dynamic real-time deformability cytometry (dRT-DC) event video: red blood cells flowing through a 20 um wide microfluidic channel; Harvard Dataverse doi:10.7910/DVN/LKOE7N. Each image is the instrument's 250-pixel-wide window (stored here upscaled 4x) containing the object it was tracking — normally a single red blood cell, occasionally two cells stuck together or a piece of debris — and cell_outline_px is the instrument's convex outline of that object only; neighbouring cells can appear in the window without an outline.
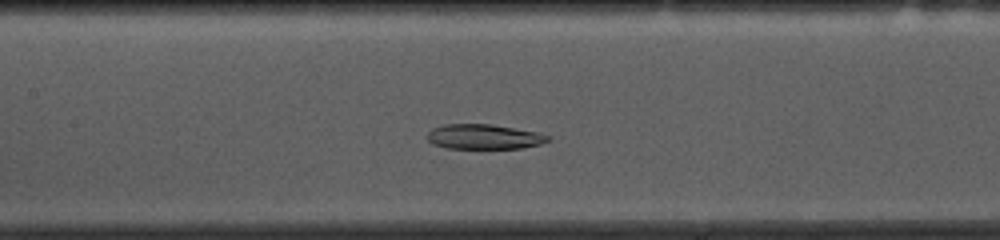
{"species": "common noctule bat (a hibernating species)", "species_latin": "Nyctalus noctula", "temperature_condition": "cold", "stored_images_in_passage": 43, "camera_frame_rate_fps": 3000, "um_per_image_px": 0.085, "animal": {"sex": "female", "body_mass_g": 10.0, "forearm_length_mm": 53.1}, "frame": {"image": 1, "passage_image": 20, "time_ms": 6.333, "image_size_px": [1000, 240], "cell_outline_px": [[552, 140], [540, 144], [520, 148], [448, 148], [432, 144], [424, 136], [432, 128], [444, 124], [492, 124], [536, 132], [552, 136]], "centroid_in_image_um": [41.12, 11.62], "position_along_channel_um": 166.3, "area_um2": 17.63}}
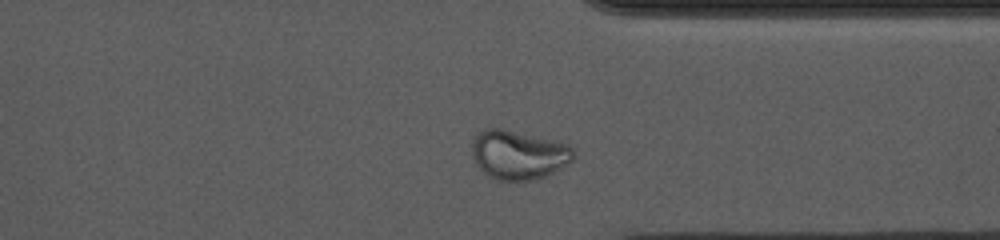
{"frame": {"image": 2, "passage_image": 37, "time_ms": 12.0, "image_size_px": [1000, 240], "cell_outline_px": [[576, 156], [572, 160], [560, 168], [544, 176], [532, 180], [496, 180], [488, 176], [472, 160], [472, 136], [476, 132], [484, 128], [500, 128], [556, 140], [568, 144], [572, 148]], "centroid_in_image_um": [44.03, 13.13], "position_along_channel_um": 367.4, "area_um2": 29.3}}
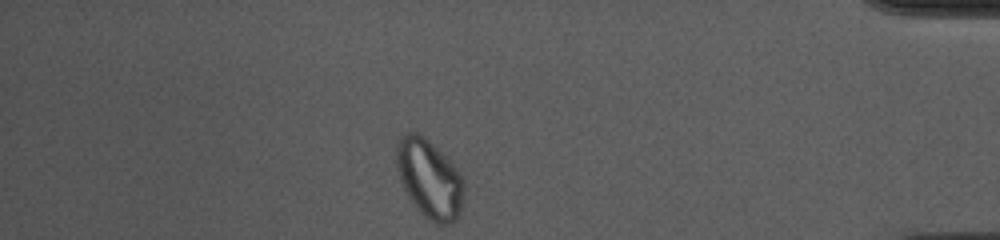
{"frame": {"image": 3, "passage_image": 43, "time_ms": 14.0, "image_size_px": [1000, 240], "cell_outline_px": [[464, 192], [460, 212], [456, 220], [452, 224], [436, 224], [428, 220], [424, 216], [408, 196], [400, 184], [396, 168], [396, 140], [404, 132], [416, 132], [424, 136], [448, 156], [460, 172], [464, 180]], "centroid_in_image_um": [36.49, 15.16], "position_along_channel_um": 398.7, "area_um2": 31.73}, "authors_computed_cell_mechanics": {"area_um2": 21.964, "velocity_mm_per_s": 3.593, "shape_relaxation_time_tau1_ms": null, "shape_relaxation_time_tau2_ms": 5.1915, "deformation_change_tau1": null, "deformation_change_tau2": 0.0892}}